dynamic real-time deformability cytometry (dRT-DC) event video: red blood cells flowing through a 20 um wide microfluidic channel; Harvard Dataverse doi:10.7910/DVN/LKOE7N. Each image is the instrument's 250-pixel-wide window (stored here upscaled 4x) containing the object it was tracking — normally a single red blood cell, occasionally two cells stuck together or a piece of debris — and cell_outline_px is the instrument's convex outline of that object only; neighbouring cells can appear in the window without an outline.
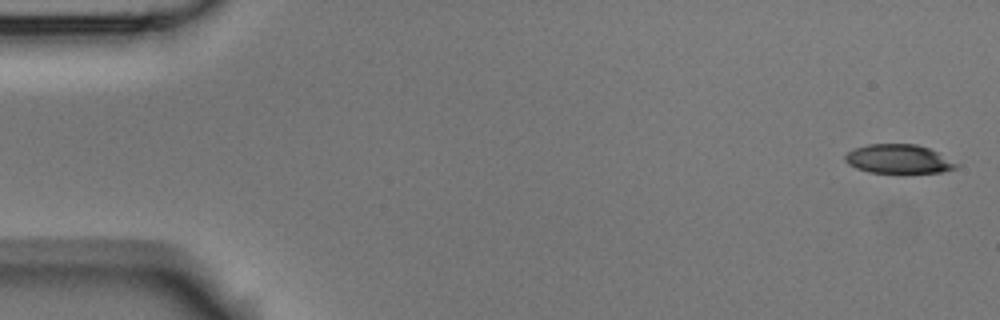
{"species": "Egyptian fruit bat (a non-hibernating species)", "species_latin": "Rousettus aegyptiacus", "temperature_condition": "room temperature", "stored_images_in_passage": 5, "camera_frame_rate_fps": 3000, "um_per_image_px": 0.085, "animal": {"sex": "male"}, "frame": {"image": 1, "passage_image": 1, "time_ms": 0.0, "image_size_px": [1000, 320], "cell_outline_px": [[960, 164], [956, 168], [940, 172], [868, 172], [856, 168], [848, 164], [844, 160], [844, 156], [848, 152], [856, 148], [868, 144], [916, 144], [928, 148]], "centroid_in_image_um": [76.35, 13.51], "position_along_channel_um": 8.6, "area_um2": 18.5}}
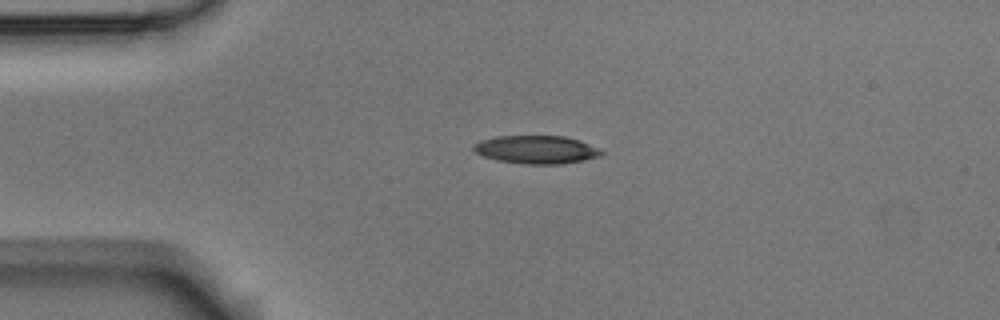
{"frame": {"image": 2, "passage_image": 4, "time_ms": 1.0, "image_size_px": [1000, 320], "cell_outline_px": [[604, 152], [600, 156], [584, 160], [560, 164], [528, 164], [500, 160], [484, 156], [476, 152], [472, 148], [472, 144], [480, 140], [496, 136], [564, 136], [580, 140]], "centroid_in_image_um": [45.57, 12.71], "position_along_channel_um": 39.4, "area_um2": 20.75}}